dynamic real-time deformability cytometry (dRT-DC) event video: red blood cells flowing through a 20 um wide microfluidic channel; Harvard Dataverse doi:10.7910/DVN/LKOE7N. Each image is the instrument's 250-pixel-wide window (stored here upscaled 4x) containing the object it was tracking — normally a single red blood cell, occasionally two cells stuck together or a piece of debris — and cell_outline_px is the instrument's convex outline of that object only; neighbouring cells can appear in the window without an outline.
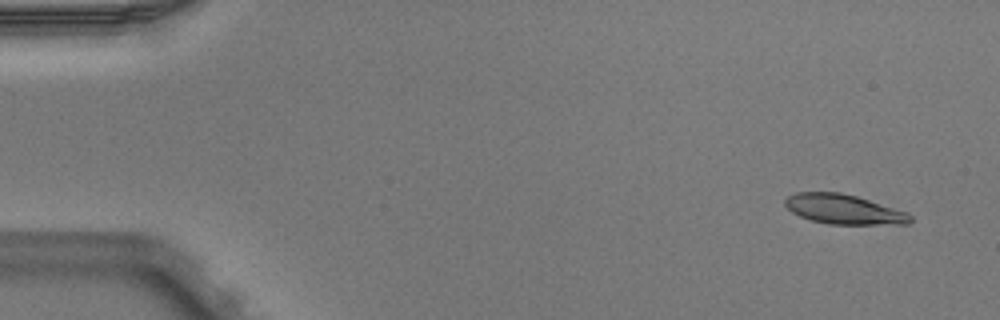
{"species": "Egyptian fruit bat (a non-hibernating species)", "species_latin": "Rousettus aegyptiacus", "temperature_condition": "warm", "stored_images_in_passage": 2, "camera_frame_rate_fps": 3000, "um_per_image_px": 0.085, "animal": {"sex": "male"}, "frame": {"image": 1, "passage_image": 2, "time_ms": 0.333, "image_size_px": [1000, 320], "cell_outline_px": [[912, 220], [908, 224], [828, 224], [812, 220], [800, 216], [792, 212], [784, 204], [784, 200], [788, 196], [796, 192], [840, 192], [856, 196], [908, 212], [912, 216]], "centroid_in_image_um": [71.72, 17.79], "position_along_channel_um": 13.3, "area_um2": 21.62}}